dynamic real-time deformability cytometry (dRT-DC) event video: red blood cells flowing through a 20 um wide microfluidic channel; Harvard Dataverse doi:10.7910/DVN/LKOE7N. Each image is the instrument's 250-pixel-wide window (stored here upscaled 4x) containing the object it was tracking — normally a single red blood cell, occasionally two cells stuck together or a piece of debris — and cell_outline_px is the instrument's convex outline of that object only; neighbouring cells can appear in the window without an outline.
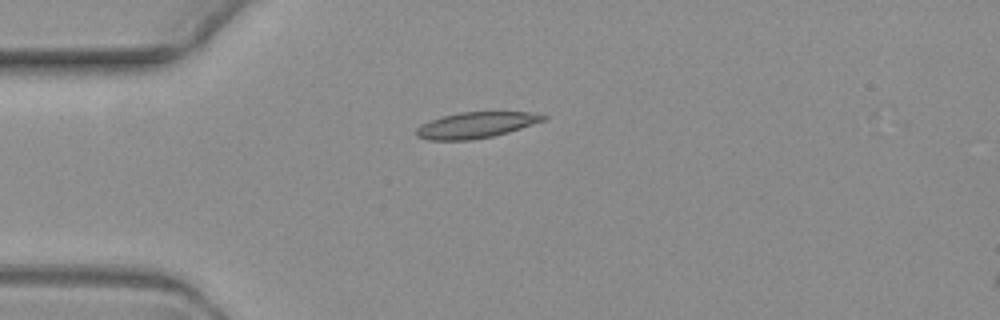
{"species": "common noctule bat (a hibernating species)", "species_latin": "Nyctalus noctula", "temperature_condition": "warm", "stored_images_in_passage": 13, "camera_frame_rate_fps": 3000, "um_per_image_px": 0.085, "animal": {"sex": "female", "body_mass_g": 19.3, "forearm_length_mm": 54.1}, "frame": {"image": 1, "passage_image": 3, "time_ms": 3.333, "image_size_px": [1000, 320], "cell_outline_px": [[548, 116], [544, 120], [508, 132], [492, 136], [468, 140], [428, 140], [416, 136], [416, 128], [420, 124], [444, 116], [460, 112], [532, 112]], "centroid_in_image_um": [40.42, 10.63], "position_along_channel_um": 44.6, "area_um2": 18.96}}
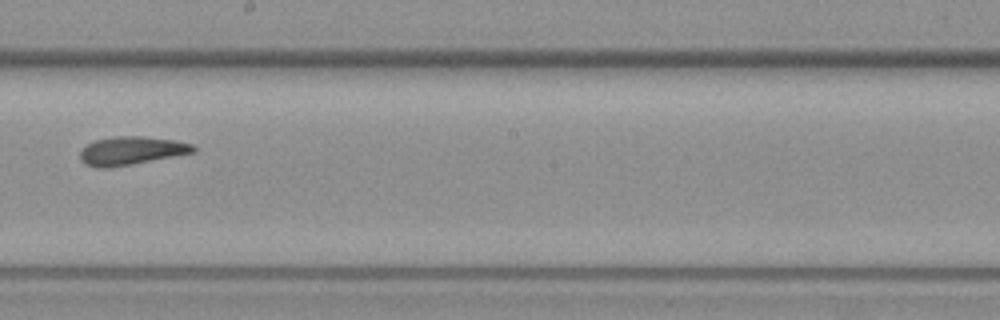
{"frame": {"image": 2, "passage_image": 8, "time_ms": 9.333, "image_size_px": [1000, 320], "cell_outline_px": [[196, 152], [132, 164], [108, 168], [96, 168], [84, 164], [80, 160], [80, 152], [88, 144], [96, 140], [116, 136], [144, 136], [172, 140], [192, 144], [196, 148]], "centroid_in_image_um": [11.15, 12.82], "position_along_channel_um": 237.1, "area_um2": 18.61}}
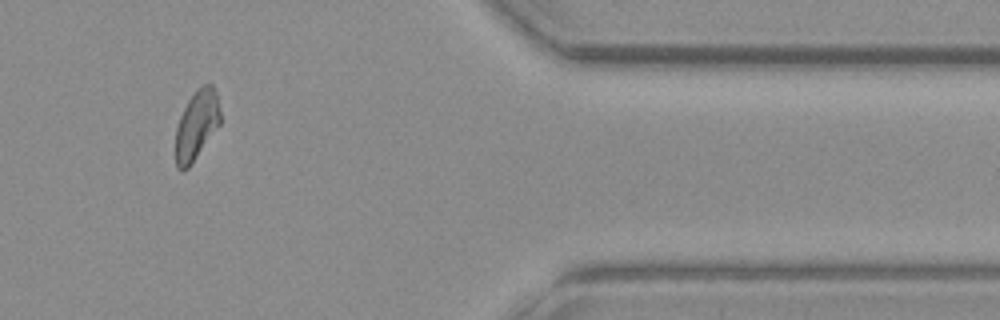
{"frame": {"image": 3, "passage_image": 12, "time_ms": 14.667, "image_size_px": [1000, 320], "cell_outline_px": [[220, 124], [188, 168], [184, 172], [180, 172], [176, 168], [176, 128], [180, 116], [188, 100], [204, 84], [212, 84], [216, 92], [220, 112]], "centroid_in_image_um": [16.7, 10.67], "position_along_channel_um": 394.7, "area_um2": 17.8}}